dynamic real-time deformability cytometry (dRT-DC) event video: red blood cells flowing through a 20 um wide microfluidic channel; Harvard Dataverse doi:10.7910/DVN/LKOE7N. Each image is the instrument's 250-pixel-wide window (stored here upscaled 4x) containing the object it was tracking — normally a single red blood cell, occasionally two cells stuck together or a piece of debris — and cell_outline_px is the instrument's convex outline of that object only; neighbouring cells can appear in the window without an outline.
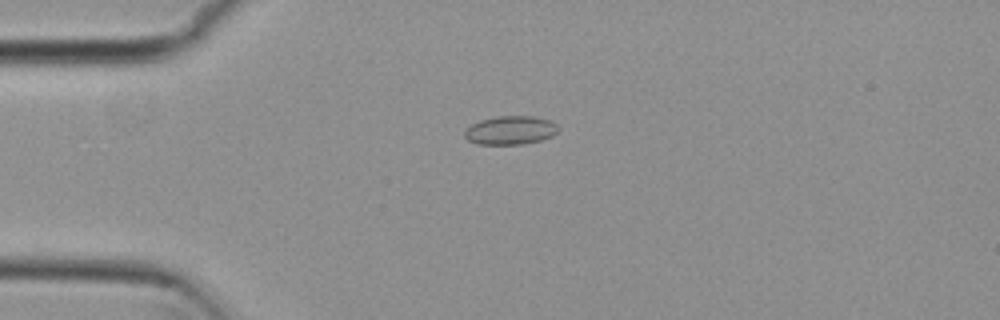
{"species": "common noctule bat (a hibernating species)", "species_latin": "Nyctalus noctula", "temperature_condition": "cold", "stored_images_in_passage": 52, "camera_frame_rate_fps": 3000, "um_per_image_px": 0.085, "animal": {"sex": "female", "body_mass_g": 29.2, "forearm_length_mm": 56.3}, "frame": {"image": 1, "passage_image": 13, "time_ms": 4.0, "image_size_px": [1000, 320], "cell_outline_px": [[556, 132], [552, 136], [540, 140], [524, 144], [476, 144], [468, 140], [464, 136], [464, 132], [472, 124], [480, 120], [496, 116], [532, 116], [552, 120], [556, 124]], "centroid_in_image_um": [43.37, 11.07], "position_along_channel_um": 41.6, "area_um2": 15.55}}
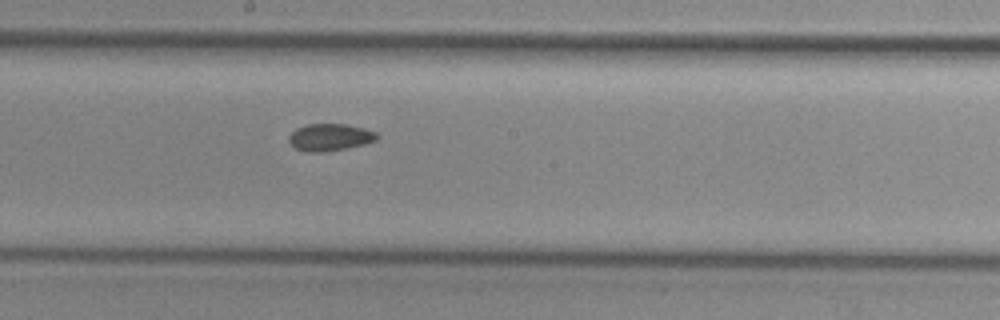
{"frame": {"image": 2, "passage_image": 29, "time_ms": 9.333, "image_size_px": [1000, 320], "cell_outline_px": [[380, 136], [376, 140], [364, 144], [324, 152], [308, 152], [296, 148], [288, 140], [288, 136], [296, 128], [308, 124], [348, 124], [364, 128], [376, 132]], "centroid_in_image_um": [28.05, 11.65], "position_along_channel_um": 220.1, "area_um2": 13.87}}
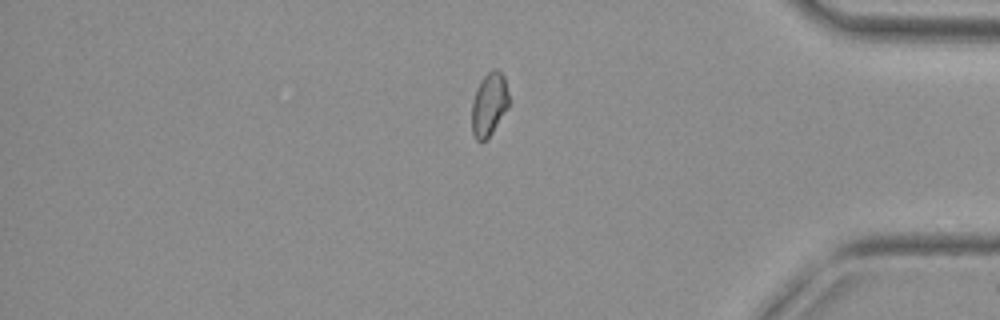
{"frame": {"image": 3, "passage_image": 45, "time_ms": 14.667, "image_size_px": [1000, 320], "cell_outline_px": [[508, 108], [492, 132], [484, 140], [476, 140], [472, 132], [472, 100], [476, 88], [480, 80], [492, 68], [496, 68], [504, 76], [508, 92]], "centroid_in_image_um": [41.56, 8.83], "position_along_channel_um": 393.6, "area_um2": 13.64}, "authors_computed_cell_mechanics": {"area_um2": 14.1321, "velocity_mm_per_s": 3.7978, "shape_relaxation_time_tau1_ms": null, "shape_relaxation_time_tau2_ms": 4.9949, "deformation_change_tau1": null, "deformation_change_tau2": 0.071}}